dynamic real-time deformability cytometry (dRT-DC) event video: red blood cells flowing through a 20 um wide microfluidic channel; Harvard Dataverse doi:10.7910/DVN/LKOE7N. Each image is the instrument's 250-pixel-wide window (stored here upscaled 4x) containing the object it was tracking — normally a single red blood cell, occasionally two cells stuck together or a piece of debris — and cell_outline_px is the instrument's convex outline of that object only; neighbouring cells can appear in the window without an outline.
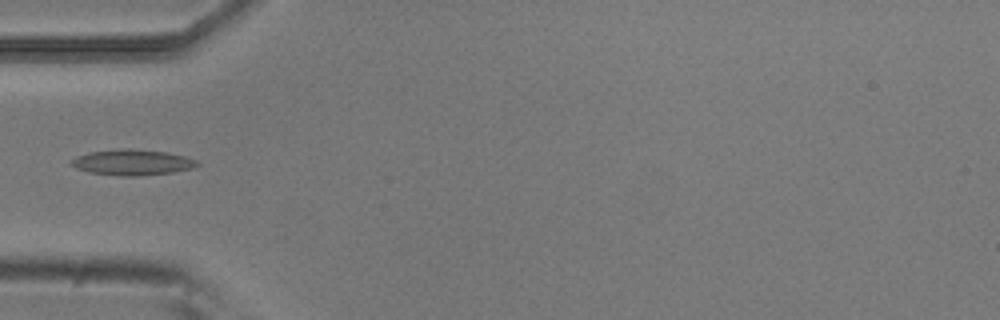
{"species": "common noctule bat (a hibernating species)", "species_latin": "Nyctalus noctula", "temperature_condition": "room temperature", "stored_images_in_passage": 5, "camera_frame_rate_fps": 3000, "um_per_image_px": 0.085, "animal": {"sex": "male", "body_mass_g": 20.5, "forearm_length_mm": 52.5}, "frame": {"image": 1, "passage_image": 5, "time_ms": 1.333, "image_size_px": [1000, 320], "cell_outline_px": [[200, 164], [192, 168], [172, 172], [140, 176], [120, 176], [88, 172], [76, 168], [72, 164], [72, 160], [76, 156], [92, 152], [124, 148], [128, 148], [168, 152], [184, 156], [196, 160]], "centroid_in_image_um": [11.26, 13.8], "position_along_channel_um": 73.7, "area_um2": 18.73}}